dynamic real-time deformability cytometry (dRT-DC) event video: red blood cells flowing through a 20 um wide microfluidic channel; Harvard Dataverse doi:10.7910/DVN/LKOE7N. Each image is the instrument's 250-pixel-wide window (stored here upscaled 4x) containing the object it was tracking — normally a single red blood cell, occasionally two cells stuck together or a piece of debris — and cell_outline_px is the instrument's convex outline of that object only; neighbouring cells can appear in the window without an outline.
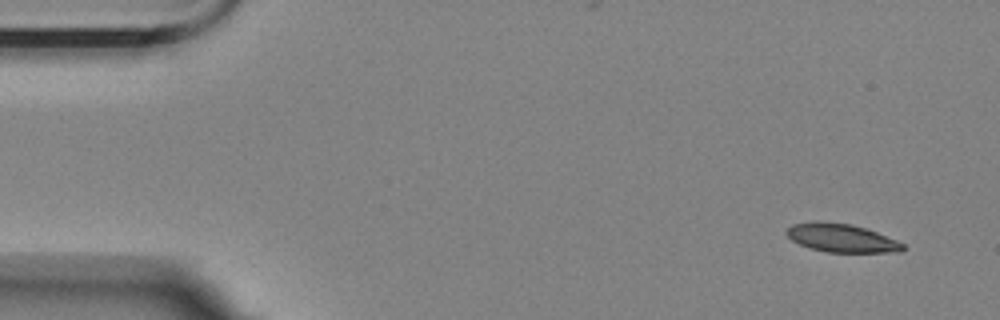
{"species": "Egyptian fruit bat (a non-hibernating species)", "species_latin": "Rousettus aegyptiacus", "temperature_condition": "room temperature", "stored_images_in_passage": 6, "camera_frame_rate_fps": 3000, "um_per_image_px": 0.085, "animal": {"sex": "female"}, "frame": {"image": 1, "passage_image": 6, "time_ms": 5.667, "image_size_px": [1000, 320], "cell_outline_px": [[904, 248], [900, 252], [828, 252], [812, 248], [800, 244], [792, 240], [784, 232], [792, 224], [812, 220], [820, 220], [852, 224], [868, 228], [896, 240], [904, 244]], "centroid_in_image_um": [71.51, 20.2], "position_along_channel_um": 13.5, "area_um2": 19.42}}